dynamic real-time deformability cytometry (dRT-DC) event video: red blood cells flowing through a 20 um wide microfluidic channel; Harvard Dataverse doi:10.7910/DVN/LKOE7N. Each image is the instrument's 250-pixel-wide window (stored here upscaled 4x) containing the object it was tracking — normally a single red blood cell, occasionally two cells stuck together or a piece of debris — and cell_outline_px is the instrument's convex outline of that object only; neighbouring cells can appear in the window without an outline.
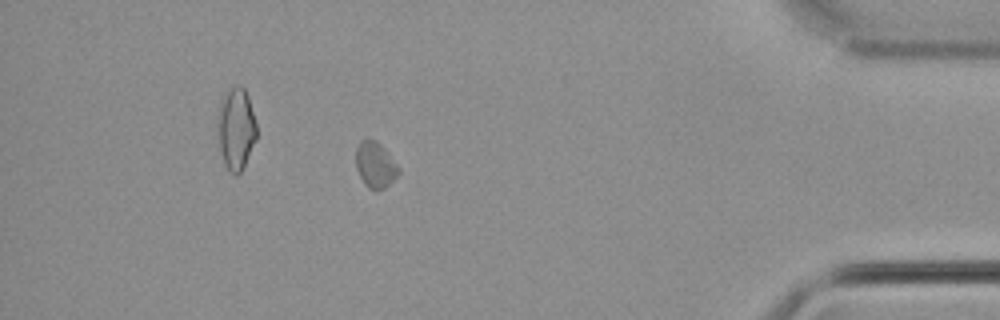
{"species": "common noctule bat (a hibernating species)", "species_latin": "Nyctalus noctula", "temperature_condition": "cold", "stored_images_in_passage": 50, "camera_frame_rate_fps": 3000, "um_per_image_px": 0.085, "animal": {"sex": "male", "body_mass_g": 21.5, "forearm_length_mm": 52.0}, "frame": {"image": 1, "passage_image": 44, "time_ms": 14.333, "image_size_px": [1000, 320], "cell_outline_px": [[400, 172], [384, 188], [368, 188], [364, 184], [356, 168], [356, 148], [360, 140], [376, 140], [384, 148], [400, 168]], "centroid_in_image_um": [31.88, 13.99], "position_along_channel_um": 403.3, "area_um2": 11.16}}